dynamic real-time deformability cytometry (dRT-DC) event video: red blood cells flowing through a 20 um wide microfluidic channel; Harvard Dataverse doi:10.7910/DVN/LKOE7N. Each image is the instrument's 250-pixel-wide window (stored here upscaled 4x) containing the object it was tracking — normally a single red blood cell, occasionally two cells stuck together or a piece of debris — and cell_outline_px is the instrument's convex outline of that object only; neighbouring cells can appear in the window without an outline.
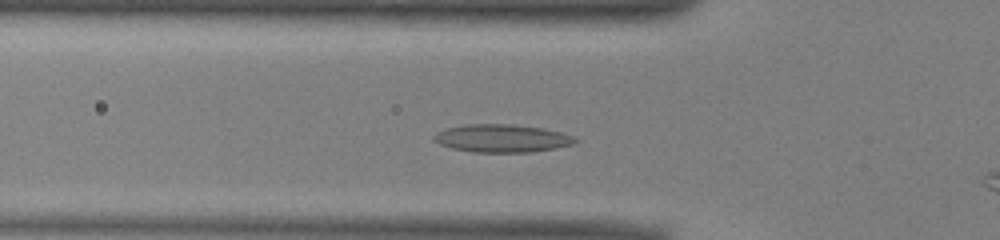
{"species": "common noctule bat (a hibernating species)", "species_latin": "Nyctalus noctula", "temperature_condition": "warm", "stored_images_in_passage": 34, "camera_frame_rate_fps": 3000, "um_per_image_px": 0.085, "animal": {"sex": "male", "body_mass_g": 13.0, "forearm_length_mm": 53.1}, "frame": {"image": 1, "passage_image": 9, "time_ms": 2.667, "image_size_px": [1000, 240], "cell_outline_px": [[580, 140], [576, 144], [556, 148], [532, 152], [472, 152], [452, 148], [440, 144], [432, 140], [432, 136], [436, 132], [448, 128], [468, 124], [512, 124], [544, 128], [560, 132], [572, 136]], "centroid_in_image_um": [42.69, 11.76], "position_along_channel_um": 83.1, "area_um2": 23.12}}
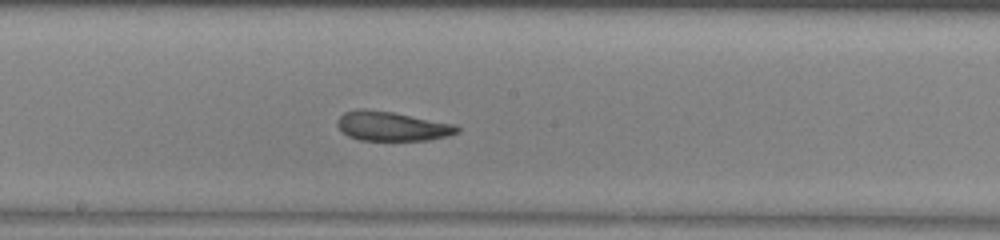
{"frame": {"image": 2, "passage_image": 19, "time_ms": 6.0, "image_size_px": [1000, 240], "cell_outline_px": [[460, 132], [428, 140], [360, 140], [348, 136], [336, 124], [340, 116], [344, 112], [360, 108], [364, 108], [392, 112], [456, 124], [460, 128]], "centroid_in_image_um": [33.32, 10.72], "position_along_channel_um": 214.9, "area_um2": 20.4}}
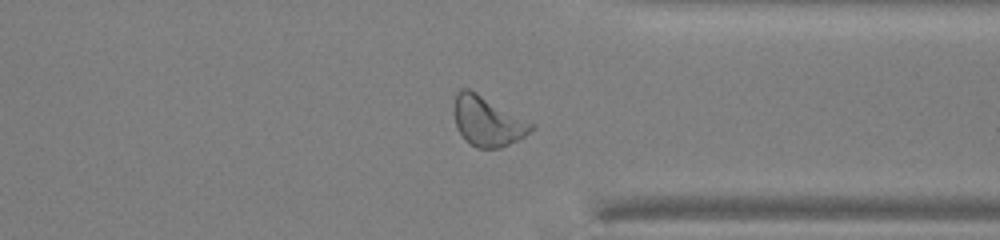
{"frame": {"image": 3, "passage_image": 31, "time_ms": 10.0, "image_size_px": [1000, 240], "cell_outline_px": [[536, 128], [524, 136], [500, 148], [476, 148], [464, 140], [456, 128], [452, 112], [456, 92], [460, 88], [468, 88], [476, 92], [536, 124]], "centroid_in_image_um": [41.41, 10.29], "position_along_channel_um": 370.0, "area_um2": 22.77}}